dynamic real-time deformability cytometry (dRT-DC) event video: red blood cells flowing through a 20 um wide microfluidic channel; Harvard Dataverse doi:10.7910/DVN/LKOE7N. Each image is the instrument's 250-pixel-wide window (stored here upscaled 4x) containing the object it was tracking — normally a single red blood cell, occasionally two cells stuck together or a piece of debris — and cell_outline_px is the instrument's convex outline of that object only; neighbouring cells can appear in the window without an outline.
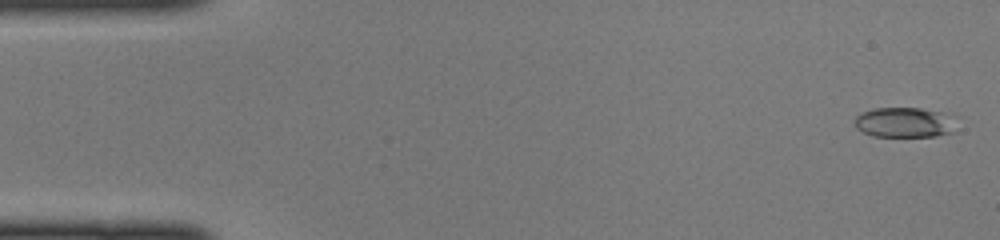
{"species": "common noctule bat (a hibernating species)", "species_latin": "Nyctalus noctula", "temperature_condition": "cold", "stored_images_in_passage": 46, "camera_frame_rate_fps": 3000, "um_per_image_px": 0.085, "animal": {"sex": "female", "body_mass_g": 22.0, "forearm_length_mm": 56.7}, "frame": {"image": 1, "passage_image": 1, "time_ms": 0.0, "image_size_px": [1000, 240], "cell_outline_px": [[960, 116], [952, 132], [936, 136], [872, 136], [856, 128], [856, 116], [860, 112], [872, 108], [920, 108]], "centroid_in_image_um": [76.95, 10.39], "position_along_channel_um": 8.1, "area_um2": 18.15}}
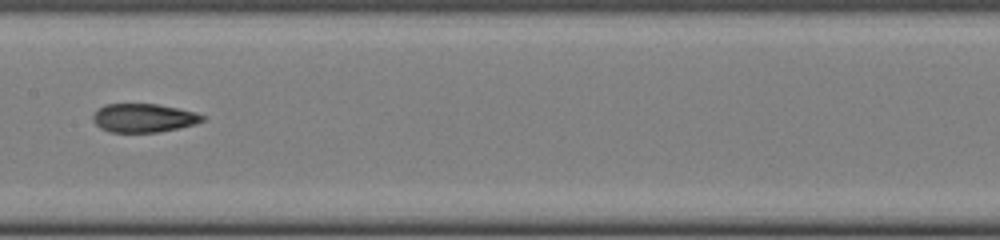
{"frame": {"image": 2, "passage_image": 23, "time_ms": 7.333, "image_size_px": [1000, 240], "cell_outline_px": [[204, 120], [196, 124], [180, 128], [156, 132], [112, 132], [100, 128], [92, 120], [92, 116], [96, 108], [104, 104], [156, 104], [196, 112], [204, 116]], "centroid_in_image_um": [12.18, 10.02], "position_along_channel_um": 195.2, "area_um2": 18.32}}
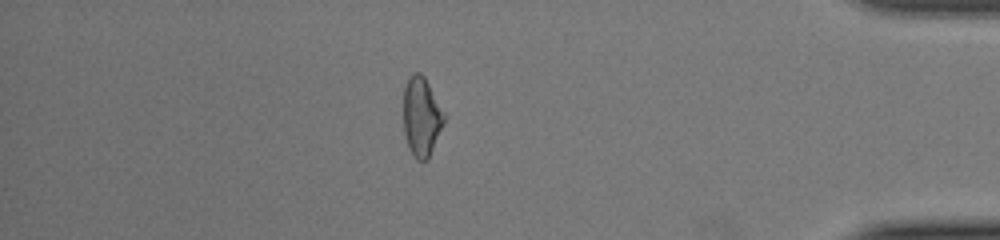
{"frame": {"image": 3, "passage_image": 40, "time_ms": 13.0, "image_size_px": [1000, 240], "cell_outline_px": [[444, 124], [428, 160], [416, 160], [412, 156], [404, 132], [404, 88], [408, 76], [412, 72], [420, 72], [424, 76], [444, 112]], "centroid_in_image_um": [35.82, 9.92], "position_along_channel_um": 399.4, "area_um2": 18.79}}